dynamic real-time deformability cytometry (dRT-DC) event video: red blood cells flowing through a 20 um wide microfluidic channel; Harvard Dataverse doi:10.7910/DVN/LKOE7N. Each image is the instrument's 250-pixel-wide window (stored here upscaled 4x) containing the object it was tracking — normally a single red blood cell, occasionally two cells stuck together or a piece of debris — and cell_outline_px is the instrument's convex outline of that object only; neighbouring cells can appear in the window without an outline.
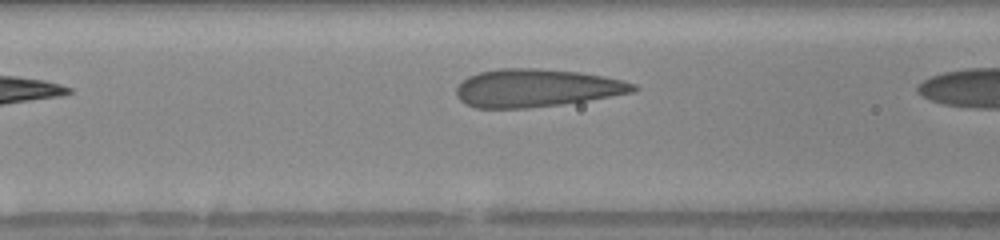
{"species": "human", "species_latin": "Homo sapiens", "temperature_condition": "warm", "stored_images_in_passage": 6, "camera_frame_rate_fps": 3000, "um_per_image_px": 0.085, "donor": {"sex": "female"}, "frame": {"image": 1, "passage_image": 5, "time_ms": 1.333, "image_size_px": [1000, 240], "cell_outline_px": [[640, 88], [632, 92], [588, 100], [560, 104], [528, 108], [476, 108], [460, 100], [456, 96], [456, 88], [468, 76], [480, 72], [500, 68], [536, 68], [576, 72], [604, 76], [624, 80], [636, 84]], "centroid_in_image_um": [45.6, 7.48], "position_along_channel_um": 121.0, "area_um2": 38.9}}